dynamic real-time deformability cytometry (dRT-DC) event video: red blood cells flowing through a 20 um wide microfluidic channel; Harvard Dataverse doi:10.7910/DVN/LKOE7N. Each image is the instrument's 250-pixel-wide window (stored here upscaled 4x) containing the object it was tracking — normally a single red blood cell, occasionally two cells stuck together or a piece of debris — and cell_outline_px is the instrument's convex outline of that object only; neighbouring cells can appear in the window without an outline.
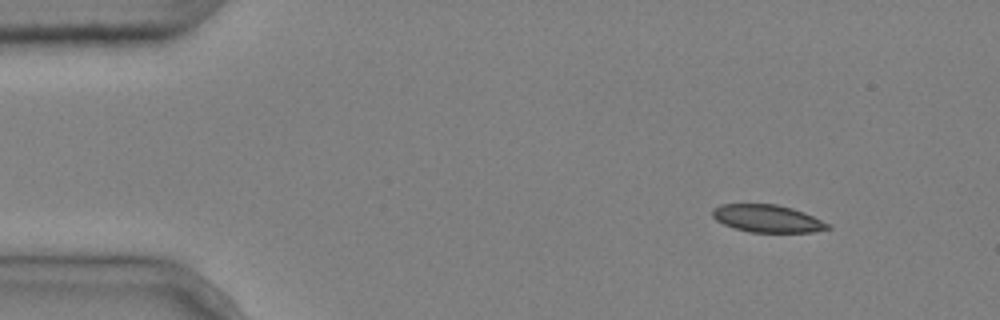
{"species": "common noctule bat (a hibernating species)", "species_latin": "Nyctalus noctula", "temperature_condition": "cold", "stored_images_in_passage": 5, "camera_frame_rate_fps": 3000, "um_per_image_px": 0.085, "animal": {"sex": "male", "body_mass_g": 20.4}, "frame": {"image": 1, "passage_image": 1, "time_ms": 0.0, "image_size_px": [1000, 320], "cell_outline_px": [[832, 228], [812, 232], [752, 232], [736, 228], [724, 224], [716, 220], [712, 216], [712, 208], [720, 204], [776, 204], [792, 208], [804, 212], [832, 224]], "centroid_in_image_um": [65.26, 18.57], "position_along_channel_um": 19.7, "area_um2": 18.55}}
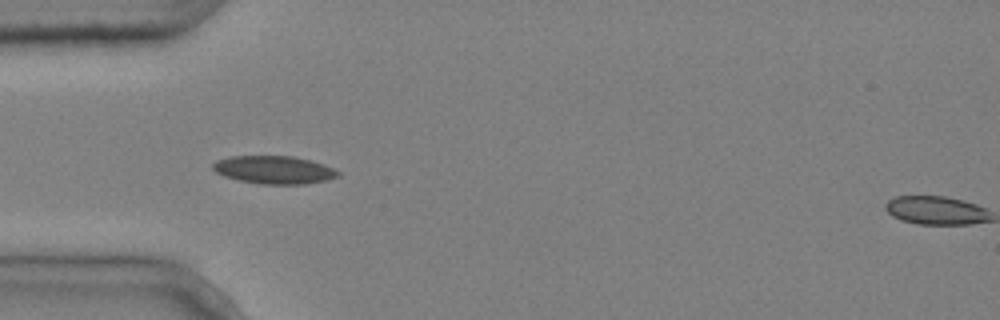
{"frame": {"image": 2, "passage_image": 4, "time_ms": 1.0, "image_size_px": [1000, 320], "cell_outline_px": [[340, 176], [324, 180], [304, 184], [260, 184], [236, 180], [224, 176], [216, 172], [212, 168], [212, 164], [216, 160], [232, 156], [292, 156], [324, 164], [340, 172]], "centroid_in_image_um": [23.26, 14.44], "position_along_channel_um": 61.7, "area_um2": 20.35}}